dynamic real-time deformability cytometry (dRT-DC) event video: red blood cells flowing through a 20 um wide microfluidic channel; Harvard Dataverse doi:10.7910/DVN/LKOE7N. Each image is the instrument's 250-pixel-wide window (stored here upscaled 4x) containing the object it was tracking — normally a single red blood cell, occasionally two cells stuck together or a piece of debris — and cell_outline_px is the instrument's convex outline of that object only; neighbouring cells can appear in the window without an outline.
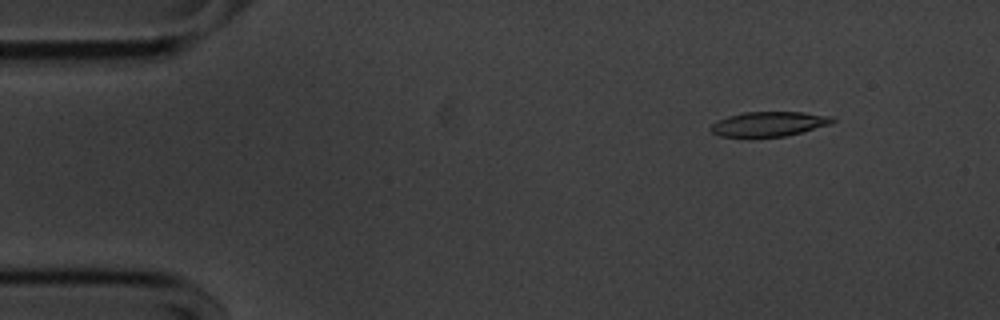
{"species": "common noctule bat (a hibernating species)", "species_latin": "Nyctalus noctula", "temperature_condition": "cold", "stored_images_in_passage": 13, "camera_frame_rate_fps": 3000, "um_per_image_px": 0.085, "animal": {"sex": "male", "body_mass_g": 20.1, "forearm_length_mm": 53.5}, "frame": {"image": 1, "passage_image": 6, "time_ms": 1.667, "image_size_px": [1000, 320], "cell_outline_px": [[836, 120], [828, 124], [800, 132], [784, 136], [720, 136], [712, 132], [708, 128], [716, 120], [728, 116], [744, 112], [804, 112], [832, 116]], "centroid_in_image_um": [65.31, 10.52], "position_along_channel_um": 19.7, "area_um2": 17.22}}